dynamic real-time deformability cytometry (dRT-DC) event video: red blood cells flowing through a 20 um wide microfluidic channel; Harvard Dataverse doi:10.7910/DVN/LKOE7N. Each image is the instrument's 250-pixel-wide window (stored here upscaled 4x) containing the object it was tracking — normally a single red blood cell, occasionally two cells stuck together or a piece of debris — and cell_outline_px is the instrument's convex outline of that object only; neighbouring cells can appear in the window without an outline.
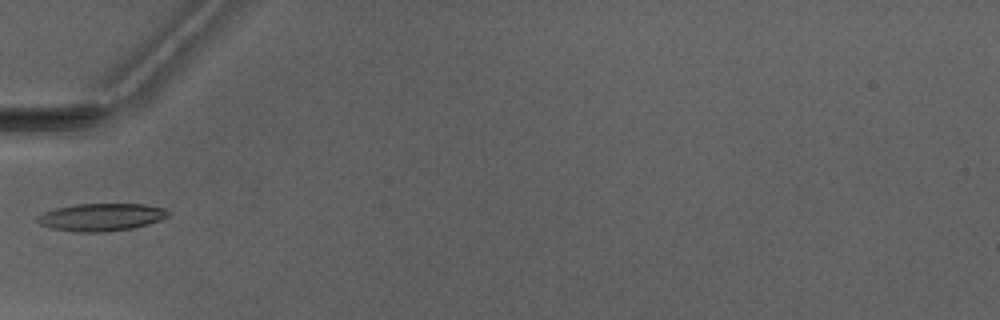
{"species": "Egyptian fruit bat (a non-hibernating species)", "species_latin": "Rousettus aegyptiacus", "temperature_condition": "warm", "stored_images_in_passage": 1, "camera_frame_rate_fps": 3000, "um_per_image_px": 0.085, "animal": {"sex": "male"}, "frame": {"image": 1, "passage_image": 1, "time_ms": 0.0, "image_size_px": [1000, 320], "cell_outline_px": [[168, 216], [160, 220], [148, 224], [132, 228], [104, 232], [76, 232], [52, 228], [40, 224], [36, 220], [36, 216], [44, 212], [56, 208], [76, 204], [144, 204], [164, 208], [168, 212]], "centroid_in_image_um": [8.59, 18.45], "position_along_channel_um": 76.4, "area_um2": 20.92}}